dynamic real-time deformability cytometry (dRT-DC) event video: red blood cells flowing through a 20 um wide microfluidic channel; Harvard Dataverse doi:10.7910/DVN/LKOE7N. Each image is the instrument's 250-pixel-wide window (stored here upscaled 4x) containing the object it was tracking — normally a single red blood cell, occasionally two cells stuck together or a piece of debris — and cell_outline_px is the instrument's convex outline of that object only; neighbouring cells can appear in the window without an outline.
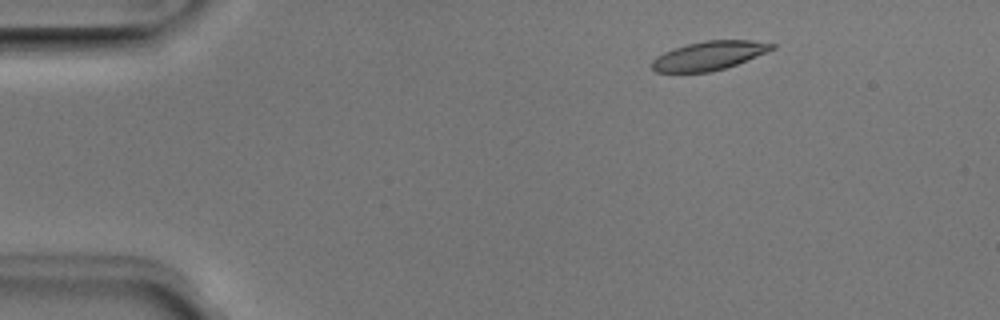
{"species": "Egyptian fruit bat (a non-hibernating species)", "species_latin": "Rousettus aegyptiacus", "temperature_condition": "room temperature", "stored_images_in_passage": 50, "camera_frame_rate_fps": 3000, "um_per_image_px": 0.085, "animal": {"sex": "male"}, "frame": {"image": 1, "passage_image": 6, "time_ms": 1.667, "image_size_px": [1000, 320], "cell_outline_px": [[776, 48], [736, 64], [724, 68], [708, 72], [656, 72], [652, 68], [652, 60], [656, 56], [664, 52], [688, 44], [704, 40], [752, 40], [776, 44]], "centroid_in_image_um": [60.27, 4.72], "position_along_channel_um": 24.7, "area_um2": 19.94}}
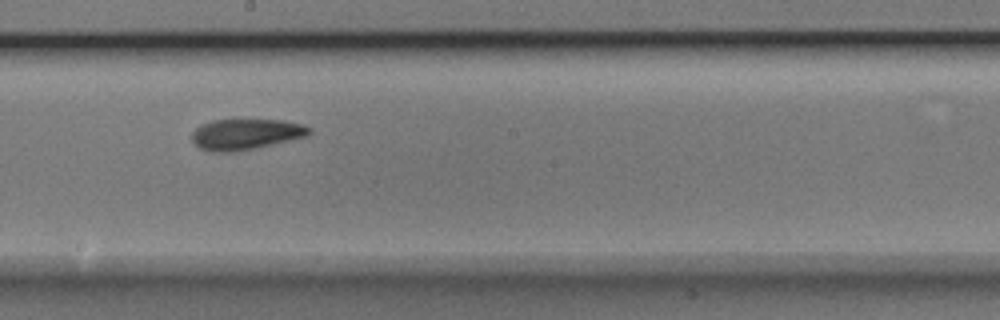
{"frame": {"image": 2, "passage_image": 27, "time_ms": 8.667, "image_size_px": [1000, 320], "cell_outline_px": [[312, 132], [308, 136], [256, 148], [232, 152], [212, 152], [200, 148], [192, 140], [192, 132], [200, 124], [212, 120], [284, 120], [304, 124], [312, 128]], "centroid_in_image_um": [20.92, 11.4], "position_along_channel_um": 227.3, "area_um2": 21.21}}
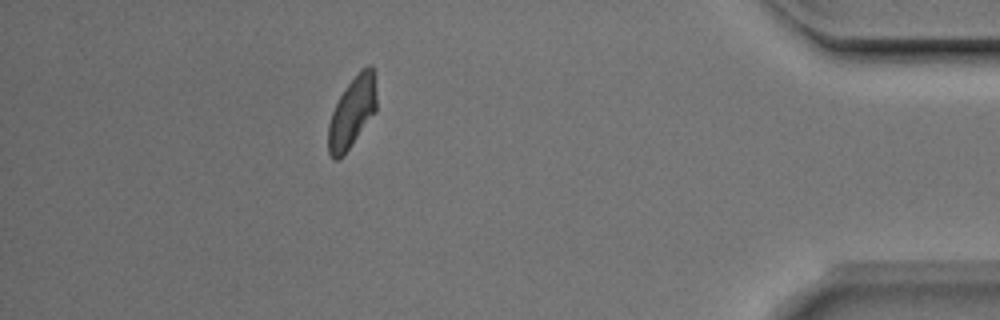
{"frame": {"image": 3, "passage_image": 44, "time_ms": 14.333, "image_size_px": [1000, 320], "cell_outline_px": [[376, 112], [340, 160], [332, 160], [328, 152], [328, 124], [332, 112], [340, 96], [348, 84], [360, 68], [368, 64], [372, 64], [376, 96]], "centroid_in_image_um": [29.92, 9.56], "position_along_channel_um": 405.3, "area_um2": 19.94}, "authors_computed_cell_mechanics": {"area_um2": 20.7213, "velocity_mm_per_s": 3.9567, "shape_relaxation_time_tau1_ms": 4.1912, "shape_relaxation_time_tau2_ms": 2.9147, "deformation_change_tau1": 0.1247, "deformation_change_tau2": 0.0892}}